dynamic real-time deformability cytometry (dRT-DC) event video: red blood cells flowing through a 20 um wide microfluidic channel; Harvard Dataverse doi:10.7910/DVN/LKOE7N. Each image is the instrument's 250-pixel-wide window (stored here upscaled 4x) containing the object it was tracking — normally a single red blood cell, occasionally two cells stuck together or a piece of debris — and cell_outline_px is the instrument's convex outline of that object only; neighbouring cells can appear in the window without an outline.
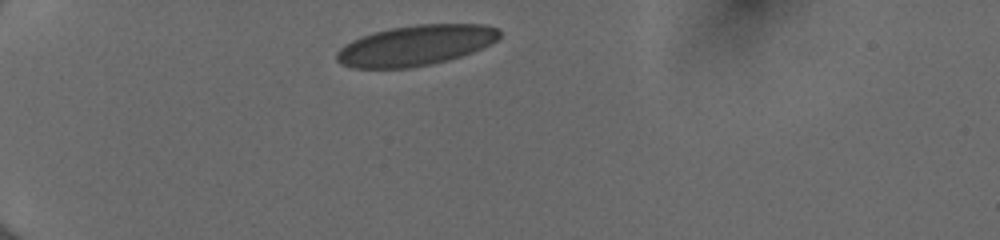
{"species": "human", "species_latin": "Homo sapiens", "temperature_condition": "cold", "stored_images_in_passage": 33, "camera_frame_rate_fps": 3000, "um_per_image_px": 0.085, "donor": {"sex": "female"}, "frame": {"image": 1, "passage_image": 1, "time_ms": 0.0, "image_size_px": [1000, 240], "cell_outline_px": [[500, 36], [496, 40], [472, 52], [448, 60], [432, 64], [408, 68], [352, 68], [340, 64], [336, 60], [336, 52], [344, 44], [352, 40], [388, 28], [416, 24], [484, 24], [500, 28]], "centroid_in_image_um": [35.31, 3.86], "position_along_channel_um": 49.7, "area_um2": 38.32}}
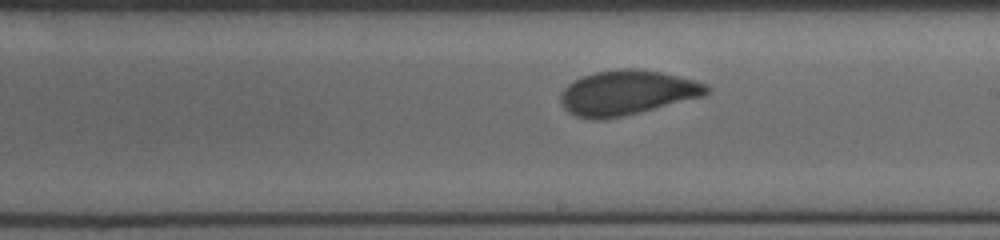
{"frame": {"image": 2, "passage_image": 18, "time_ms": 5.667, "image_size_px": [1000, 240], "cell_outline_px": [[712, 88], [704, 96], [640, 112], [604, 120], [592, 120], [576, 116], [568, 112], [560, 104], [560, 92], [568, 84], [584, 76], [596, 72], [620, 68], [640, 68], [660, 72], [696, 80], [708, 84]], "centroid_in_image_um": [53.3, 7.88], "position_along_channel_um": 235.7, "area_um2": 38.26}}
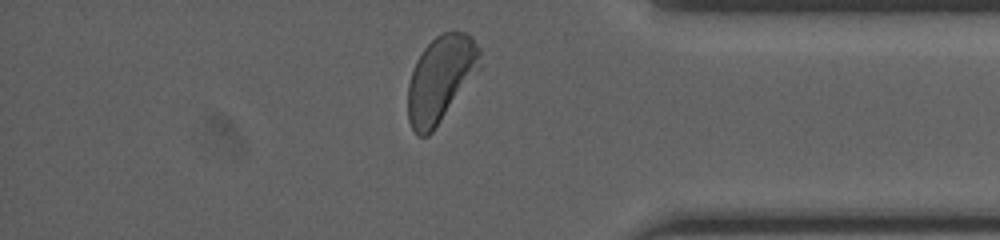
{"frame": {"image": 3, "passage_image": 31, "time_ms": 10.0, "image_size_px": [1000, 240], "cell_outline_px": [[480, 68], [432, 132], [428, 136], [416, 136], [408, 120], [408, 84], [416, 60], [424, 48], [440, 32], [464, 32], [472, 36], [480, 48]], "centroid_in_image_um": [37.44, 6.69], "position_along_channel_um": 397.8, "area_um2": 35.89}, "authors_computed_cell_mechanics": {"area_um2": 37.6856, "velocity_mm_per_s": 4.0175, "shape_relaxation_time_tau1_ms": 3.6891, "shape_relaxation_time_tau2_ms": null, "deformation_change_tau1": 0.1233, "deformation_change_tau2": null}}